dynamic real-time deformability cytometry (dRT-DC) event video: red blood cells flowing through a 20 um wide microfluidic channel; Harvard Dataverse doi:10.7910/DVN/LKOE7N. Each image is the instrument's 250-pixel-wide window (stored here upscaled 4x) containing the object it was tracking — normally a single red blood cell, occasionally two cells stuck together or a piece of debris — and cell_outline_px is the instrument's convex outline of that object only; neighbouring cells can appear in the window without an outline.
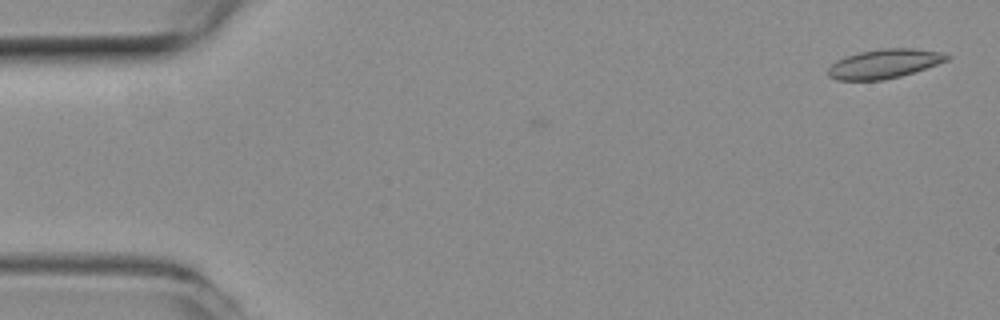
{"species": "common noctule bat (a hibernating species)", "species_latin": "Nyctalus noctula", "temperature_condition": "room temperature", "stored_images_in_passage": 4, "camera_frame_rate_fps": 3000, "um_per_image_px": 0.085, "animal": {"sex": "female", "body_mass_g": 19.3, "forearm_length_mm": 54.1}, "frame": {"image": 1, "passage_image": 2, "time_ms": 0.333, "image_size_px": [1000, 320], "cell_outline_px": [[952, 56], [948, 60], [900, 76], [880, 80], [836, 80], [828, 76], [828, 68], [836, 60], [844, 56], [860, 52], [880, 48], [912, 48], [940, 52]], "centroid_in_image_um": [75.12, 5.41], "position_along_channel_um": 9.9, "area_um2": 20.06}}